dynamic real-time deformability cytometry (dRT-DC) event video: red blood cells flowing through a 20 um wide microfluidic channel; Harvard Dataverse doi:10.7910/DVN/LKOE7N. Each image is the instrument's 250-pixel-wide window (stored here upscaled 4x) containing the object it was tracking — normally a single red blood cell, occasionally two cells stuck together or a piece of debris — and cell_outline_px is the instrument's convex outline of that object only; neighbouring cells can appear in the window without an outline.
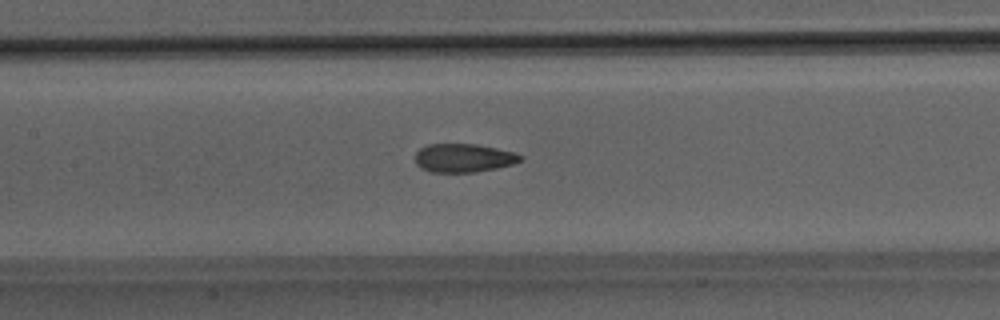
{"species": "Egyptian fruit bat (a non-hibernating species)", "species_latin": "Rousettus aegyptiacus", "temperature_condition": "room temperature", "stored_images_in_passage": 40, "camera_frame_rate_fps": 3000, "um_per_image_px": 0.085, "animal": {"sex": "male"}, "frame": {"image": 1, "passage_image": 14, "time_ms": 4.333, "image_size_px": [1000, 320], "cell_outline_px": [[524, 160], [512, 164], [496, 168], [476, 172], [428, 172], [420, 168], [416, 164], [416, 152], [420, 148], [428, 144], [476, 144], [516, 152], [524, 156]], "centroid_in_image_um": [39.42, 13.43], "position_along_channel_um": 168.0, "area_um2": 17.69}}
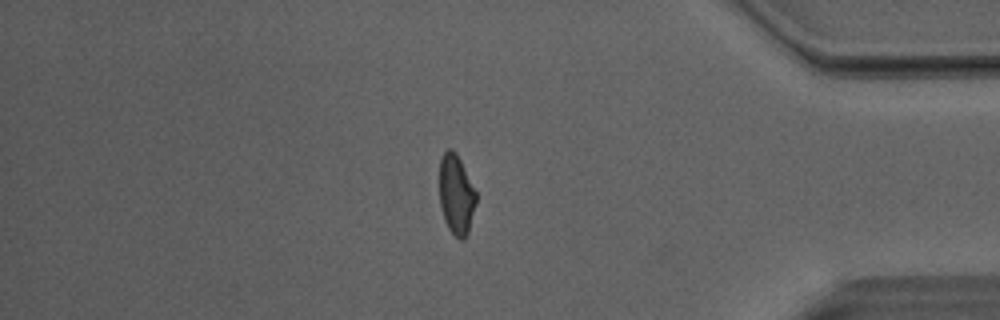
{"frame": {"image": 2, "passage_image": 33, "time_ms": 10.667, "image_size_px": [1000, 320], "cell_outline_px": [[476, 204], [468, 232], [464, 240], [460, 240], [448, 228], [444, 220], [440, 204], [440, 156], [448, 148], [452, 148], [456, 152], [476, 192]], "centroid_in_image_um": [38.77, 16.53], "position_along_channel_um": 396.4, "area_um2": 16.99}}
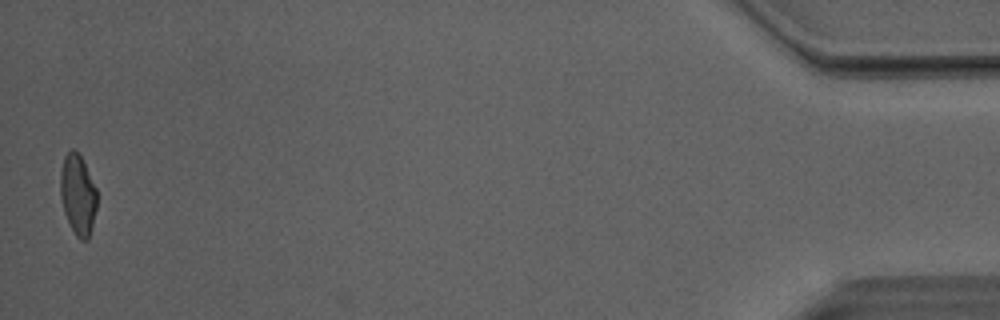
{"frame": {"image": 3, "passage_image": 40, "time_ms": 13.0, "image_size_px": [1000, 320], "cell_outline_px": [[96, 208], [92, 228], [88, 240], [80, 240], [76, 236], [64, 212], [60, 196], [60, 172], [64, 156], [72, 148], [80, 156], [96, 188]], "centroid_in_image_um": [6.61, 16.57], "position_along_channel_um": 428.6, "area_um2": 16.94}, "authors_computed_cell_mechanics": {"area_um2": 17.8602, "velocity_mm_per_s": 4.0924, "shape_relaxation_time_tau1_ms": 10.8866, "shape_relaxation_time_tau2_ms": 1.2034, "deformation_change_tau1": 0.224, "deformation_change_tau2": 0.0701}}